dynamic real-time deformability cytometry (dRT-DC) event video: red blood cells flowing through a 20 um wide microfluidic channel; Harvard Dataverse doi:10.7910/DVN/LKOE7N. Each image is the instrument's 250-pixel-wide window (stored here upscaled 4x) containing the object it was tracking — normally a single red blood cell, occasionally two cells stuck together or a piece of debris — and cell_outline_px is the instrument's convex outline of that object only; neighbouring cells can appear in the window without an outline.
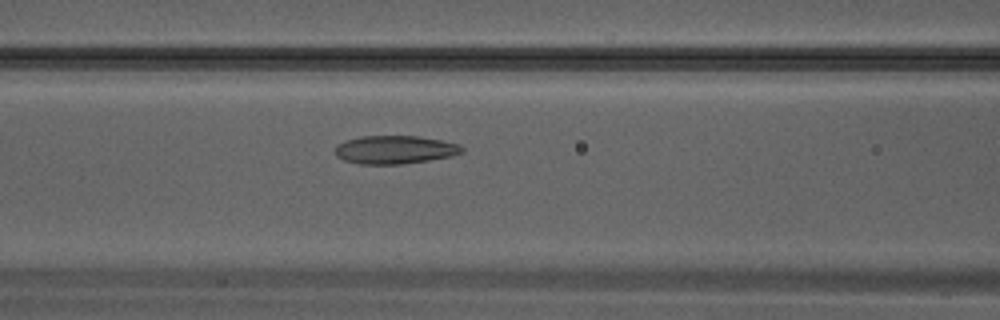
{"species": "Egyptian fruit bat (a non-hibernating species)", "species_latin": "Rousettus aegyptiacus", "temperature_condition": "warm", "stored_images_in_passage": 5, "camera_frame_rate_fps": 3000, "um_per_image_px": 0.085, "animal": {"sex": "male"}, "frame": {"image": 1, "passage_image": 5, "time_ms": 1.333, "image_size_px": [1000, 320], "cell_outline_px": [[464, 152], [452, 156], [428, 160], [400, 164], [360, 164], [344, 160], [336, 156], [336, 144], [344, 140], [360, 136], [416, 136], [440, 140], [460, 144], [464, 148]], "centroid_in_image_um": [33.56, 12.72], "position_along_channel_um": 133.0, "area_um2": 20.92}}